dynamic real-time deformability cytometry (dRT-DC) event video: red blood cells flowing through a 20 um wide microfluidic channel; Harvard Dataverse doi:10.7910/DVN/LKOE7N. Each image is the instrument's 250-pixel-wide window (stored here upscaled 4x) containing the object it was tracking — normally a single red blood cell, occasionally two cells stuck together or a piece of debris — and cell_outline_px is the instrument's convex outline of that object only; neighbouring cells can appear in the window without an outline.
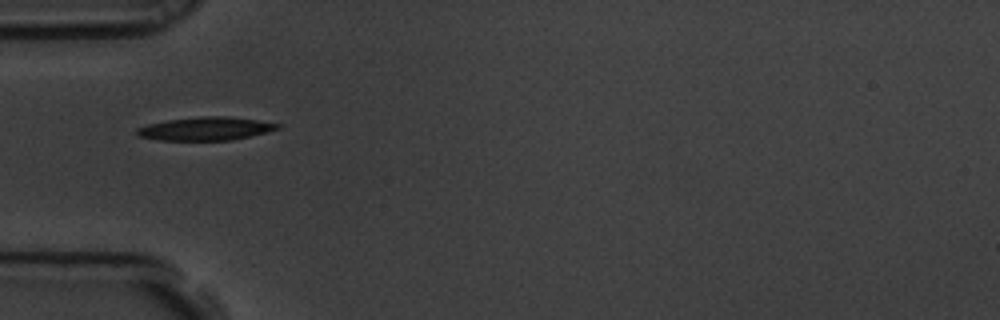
{"species": "common noctule bat (a hibernating species)", "species_latin": "Nyctalus noctula", "temperature_condition": "room temperature", "stored_images_in_passage": 7, "camera_frame_rate_fps": 3000, "um_per_image_px": 0.085, "animal": {"sex": "male", "body_mass_g": 19.5, "forearm_length_mm": 54.6}, "frame": {"image": 1, "passage_image": 1, "time_ms": 0.0, "image_size_px": [1000, 320], "cell_outline_px": [[280, 128], [232, 140], [160, 140], [136, 136], [136, 128], [148, 124], [168, 120], [200, 116], [224, 116], [256, 120], [280, 124]], "centroid_in_image_um": [17.41, 10.94], "position_along_channel_um": 67.6, "area_um2": 18.84}}
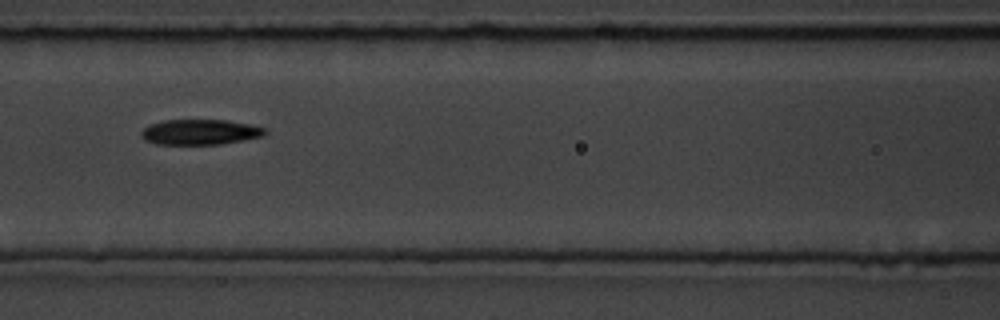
{"frame": {"image": 2, "passage_image": 3, "time_ms": 0.667, "image_size_px": [1000, 320], "cell_outline_px": [[268, 132], [264, 136], [244, 140], [220, 144], [156, 144], [144, 140], [140, 136], [140, 132], [148, 124], [164, 120], [228, 120], [248, 124], [264, 128]], "centroid_in_image_um": [16.98, 11.22], "position_along_channel_um": 149.6, "area_um2": 18.38}}
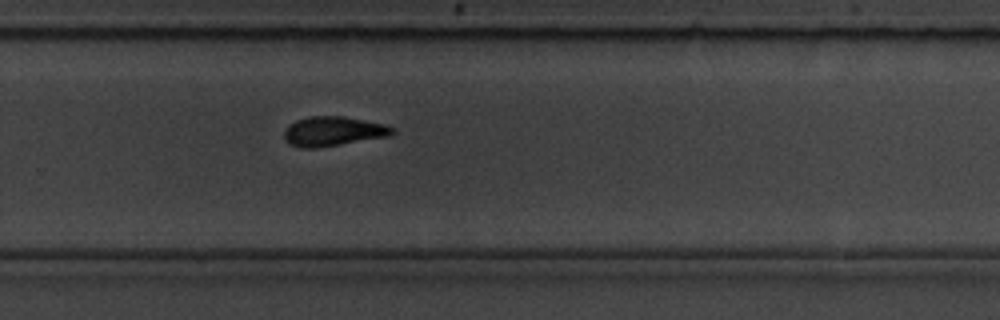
{"frame": {"image": 3, "passage_image": 7, "time_ms": 2.0, "image_size_px": [1000, 320], "cell_outline_px": [[396, 132], [388, 136], [316, 148], [300, 148], [292, 144], [284, 136], [284, 132], [288, 124], [296, 120], [308, 116], [344, 116], [384, 124], [396, 128]], "centroid_in_image_um": [28.33, 11.14], "position_along_channel_um": 301.5, "area_um2": 18.5}}